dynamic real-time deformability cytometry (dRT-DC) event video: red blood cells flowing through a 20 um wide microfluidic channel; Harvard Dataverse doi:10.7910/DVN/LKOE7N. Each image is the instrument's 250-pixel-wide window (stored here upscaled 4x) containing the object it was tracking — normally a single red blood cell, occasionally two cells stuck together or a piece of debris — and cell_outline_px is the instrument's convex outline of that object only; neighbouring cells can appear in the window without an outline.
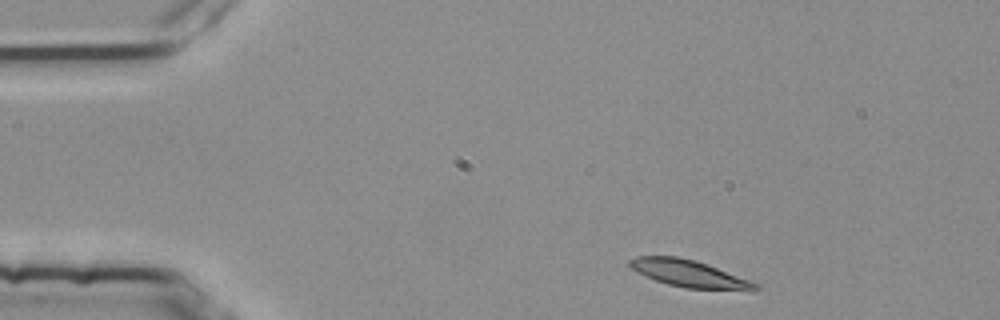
{"species": "common noctule bat (a hibernating species)", "species_latin": "Nyctalus noctula", "temperature_condition": "room temperature", "stored_images_in_passage": 3, "camera_frame_rate_fps": 3000, "um_per_image_px": 0.085, "animal": {"sex": "female", "body_mass_g": 25.1}, "frame": {"image": 1, "passage_image": 1, "time_ms": 0.0, "image_size_px": [1000, 320], "cell_outline_px": [[760, 288], [752, 292], [684, 288], [668, 284], [656, 280], [632, 268], [628, 264], [628, 260], [636, 256], [676, 256], [696, 260], [708, 264], [760, 284]], "centroid_in_image_um": [58.7, 23.28], "position_along_channel_um": 26.3, "area_um2": 20.11}}